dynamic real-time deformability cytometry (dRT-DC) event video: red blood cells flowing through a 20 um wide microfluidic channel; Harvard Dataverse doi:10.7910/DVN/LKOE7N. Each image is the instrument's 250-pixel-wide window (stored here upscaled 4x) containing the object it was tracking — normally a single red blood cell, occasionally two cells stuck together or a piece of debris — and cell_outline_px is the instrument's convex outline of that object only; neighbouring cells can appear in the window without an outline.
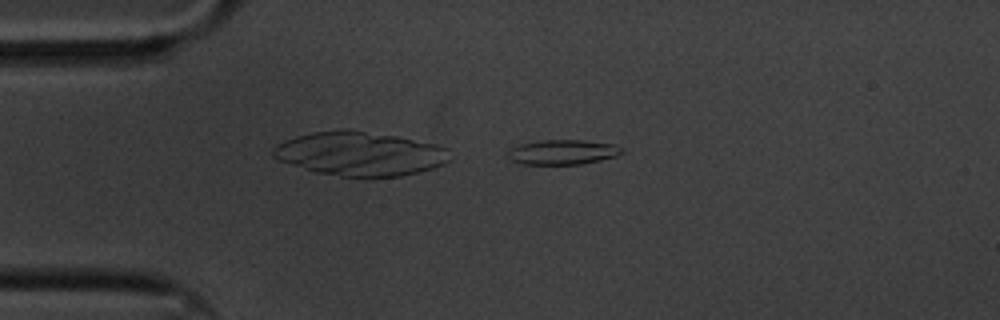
{"species": "common noctule bat (a hibernating species)", "species_latin": "Nyctalus noctula", "temperature_condition": "cold", "stored_images_in_passage": 49, "camera_frame_rate_fps": 3000, "um_per_image_px": 0.085, "animal": {"sex": "male", "body_mass_g": 20.1, "forearm_length_mm": 53.5}, "frame": {"image": 1, "passage_image": 2, "time_ms": 0.333, "image_size_px": [1000, 320], "cell_outline_px": [[624, 152], [616, 156], [600, 160], [580, 164], [524, 164], [512, 160], [508, 156], [508, 148], [520, 144], [544, 140], [584, 140], [612, 144], [624, 148]], "centroid_in_image_um": [47.84, 12.92], "position_along_channel_um": 37.2, "area_um2": 16.42}}
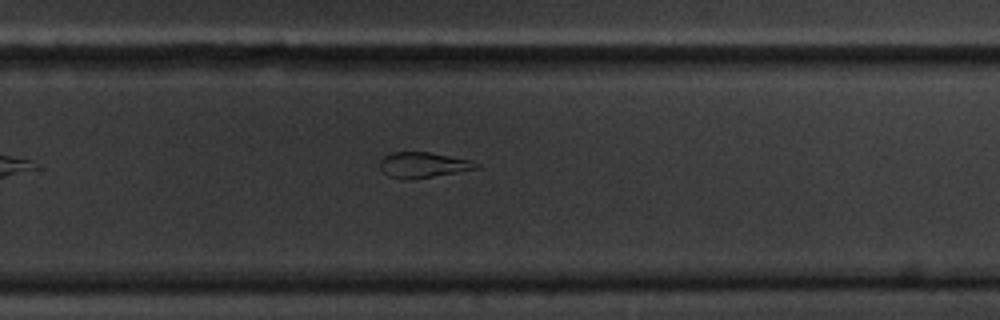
{"frame": {"image": 2, "passage_image": 28, "time_ms": 9.0, "image_size_px": [1000, 320], "cell_outline_px": [[480, 168], [412, 180], [400, 180], [388, 176], [380, 168], [380, 160], [384, 156], [392, 152], [428, 152], [472, 160], [480, 164]], "centroid_in_image_um": [35.96, 14.03], "position_along_channel_um": 293.8, "area_um2": 14.51}}
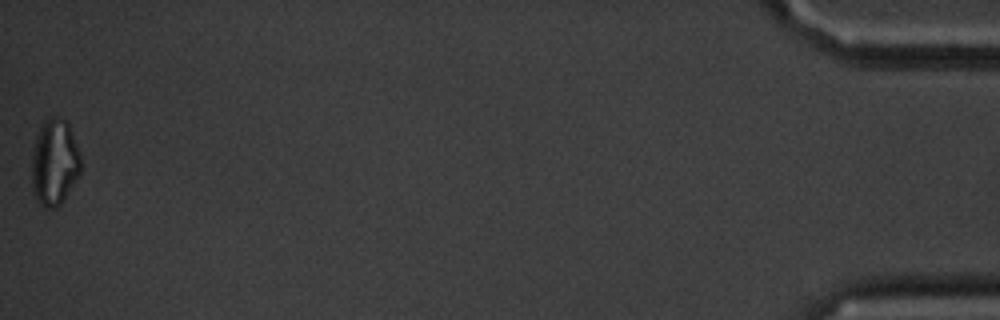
{"frame": {"image": 3, "passage_image": 49, "time_ms": 16.0, "image_size_px": [1000, 320], "cell_outline_px": [[80, 172], [60, 204], [56, 208], [44, 208], [36, 200], [32, 192], [32, 148], [36, 136], [44, 120], [52, 116], [56, 116], [68, 120], [80, 152]], "centroid_in_image_um": [4.61, 13.77], "position_along_channel_um": 430.6, "area_um2": 24.91}, "authors_computed_cell_mechanics": {"area_um2": 15.6638, "velocity_mm_per_s": 3.318, "shape_relaxation_time_tau1_ms": null, "shape_relaxation_time_tau2_ms": 10.6792, "deformation_change_tau1": null, "deformation_change_tau2": 0.226}}